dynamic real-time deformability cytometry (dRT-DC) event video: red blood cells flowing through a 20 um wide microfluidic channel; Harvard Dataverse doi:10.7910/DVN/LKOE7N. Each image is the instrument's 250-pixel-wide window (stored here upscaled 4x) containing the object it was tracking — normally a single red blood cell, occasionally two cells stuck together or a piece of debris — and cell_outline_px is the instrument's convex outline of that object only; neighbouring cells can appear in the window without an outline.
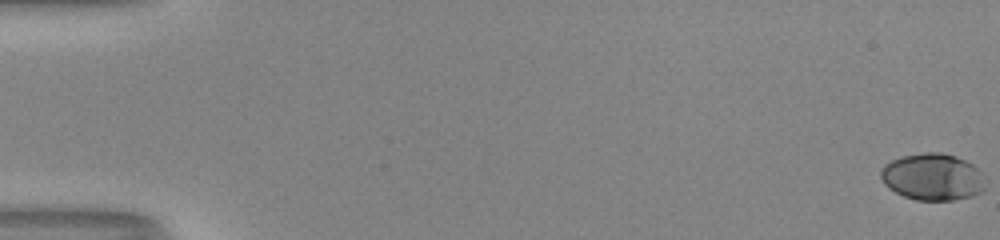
{"species": "human", "species_latin": "Homo sapiens", "temperature_condition": "room temperature", "stored_images_in_passage": 54, "camera_frame_rate_fps": 3000, "um_per_image_px": 0.085, "donor": {"sex": "male"}, "frame": {"image": 1, "passage_image": 1, "time_ms": 0.0, "image_size_px": [1000, 240], "cell_outline_px": [[984, 192], [972, 196], [952, 200], [916, 200], [904, 196], [888, 188], [884, 184], [880, 176], [880, 168], [884, 164], [892, 160], [904, 156], [924, 152], [940, 152], [956, 156], [972, 164], [980, 172], [984, 188]], "centroid_in_image_um": [79.24, 15.04], "position_along_channel_um": 5.8, "area_um2": 28.5}}
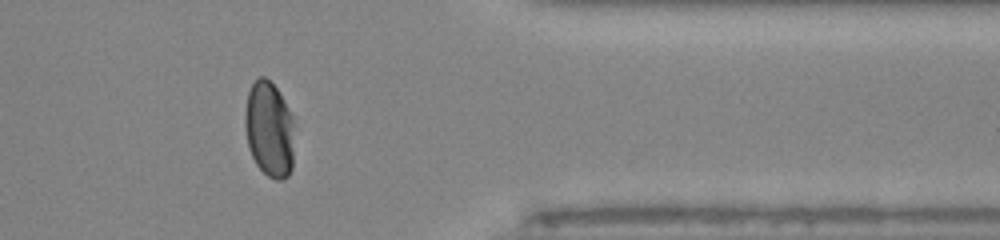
{"frame": {"image": 2, "passage_image": 45, "time_ms": 14.667, "image_size_px": [1000, 240], "cell_outline_px": [[292, 168], [288, 176], [280, 180], [276, 180], [268, 176], [256, 164], [248, 148], [244, 124], [244, 112], [248, 92], [252, 84], [260, 76], [264, 76], [276, 88], [292, 116]], "centroid_in_image_um": [22.85, 11.0], "position_along_channel_um": 388.6, "area_um2": 27.22}}
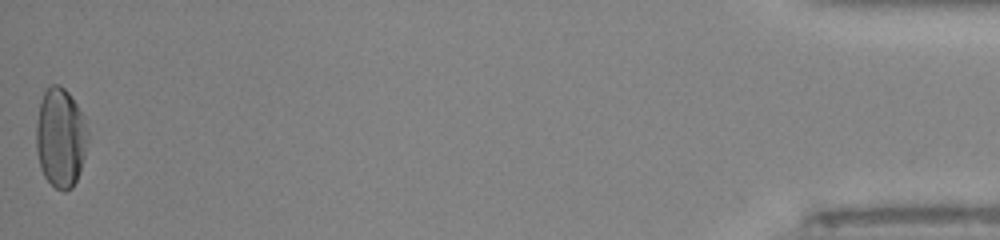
{"frame": {"image": 3, "passage_image": 54, "time_ms": 17.667, "image_size_px": [1000, 240], "cell_outline_px": [[88, 140], [80, 172], [72, 188], [64, 192], [56, 188], [44, 176], [40, 168], [36, 152], [36, 124], [40, 100], [44, 92], [52, 84], [60, 84], [68, 92], [84, 116], [88, 132]], "centroid_in_image_um": [5.14, 11.7], "position_along_channel_um": 430.1, "area_um2": 30.11}, "authors_computed_cell_mechanics": {"area_um2": 28.6977, "velocity_mm_per_s": 4.0701, "shape_relaxation_time_tau1_ms": 3.8969, "shape_relaxation_time_tau2_ms": 0.9139, "deformation_change_tau1": 0.1848, "deformation_change_tau2": 0.0329}}